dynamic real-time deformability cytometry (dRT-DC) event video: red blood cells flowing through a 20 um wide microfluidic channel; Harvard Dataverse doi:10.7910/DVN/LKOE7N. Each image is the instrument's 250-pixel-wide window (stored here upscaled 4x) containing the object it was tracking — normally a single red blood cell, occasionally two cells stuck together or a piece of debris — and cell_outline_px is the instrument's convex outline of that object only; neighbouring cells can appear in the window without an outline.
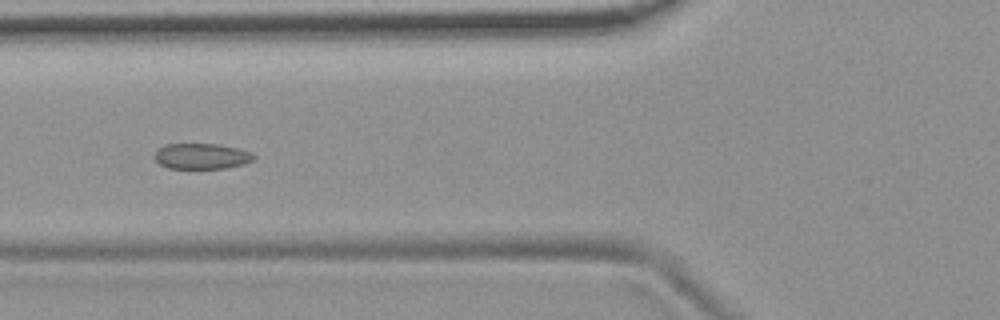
{"species": "common noctule bat (a hibernating species)", "species_latin": "Nyctalus noctula", "temperature_condition": "room temperature", "stored_images_in_passage": 8, "camera_frame_rate_fps": 3000, "um_per_image_px": 0.085, "animal": {"sex": "female", "body_mass_g": 19.9}, "frame": {"image": 1, "passage_image": 6, "time_ms": 1.667, "image_size_px": [1000, 320], "cell_outline_px": [[256, 156], [252, 160], [244, 164], [224, 168], [168, 168], [160, 164], [156, 160], [156, 152], [164, 144], [220, 144], [252, 152]], "centroid_in_image_um": [17.16, 13.27], "position_along_channel_um": 108.6, "area_um2": 14.68}}
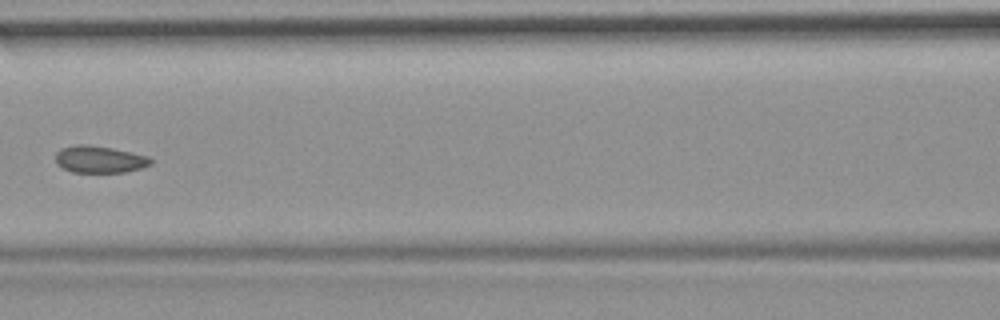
{"frame": {"image": 2, "passage_image": 7, "time_ms": 2.0, "image_size_px": [1000, 320], "cell_outline_px": [[152, 164], [144, 168], [124, 172], [72, 172], [56, 164], [56, 152], [60, 148], [76, 144], [88, 144], [112, 148], [148, 156], [152, 160]], "centroid_in_image_um": [8.46, 13.54], "position_along_channel_um": 158.1, "area_um2": 15.09}}